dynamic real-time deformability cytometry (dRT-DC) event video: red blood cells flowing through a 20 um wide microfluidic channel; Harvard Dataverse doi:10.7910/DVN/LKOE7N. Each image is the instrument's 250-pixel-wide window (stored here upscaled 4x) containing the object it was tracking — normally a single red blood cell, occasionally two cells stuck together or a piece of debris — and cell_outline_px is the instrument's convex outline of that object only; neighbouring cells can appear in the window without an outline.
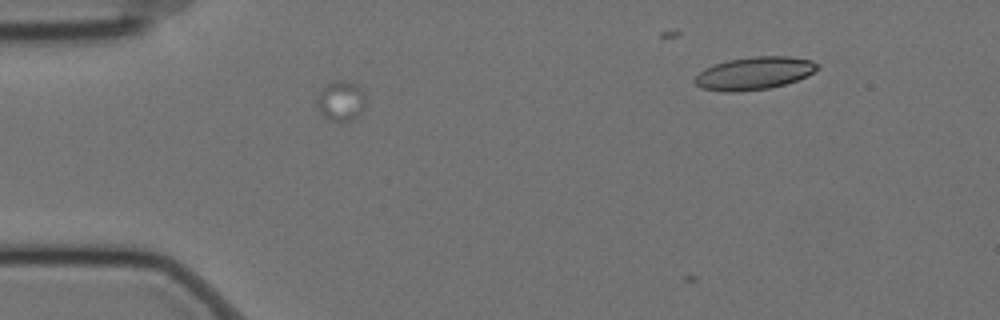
{"species": "Egyptian fruit bat (a non-hibernating species)", "species_latin": "Rousettus aegyptiacus", "temperature_condition": "cold", "stored_images_in_passage": 8, "camera_frame_rate_fps": 3000, "um_per_image_px": 0.085, "animal": {"sex": "female"}, "frame": {"image": 1, "passage_image": 2, "time_ms": 0.333, "image_size_px": [1000, 320], "cell_outline_px": [[364, 108], [360, 116], [352, 120], [332, 120], [320, 112], [316, 100], [320, 92], [332, 80], [344, 80], [360, 88], [364, 92]], "centroid_in_image_um": [29.0, 8.57], "position_along_channel_um": 56.0, "area_um2": 11.04}}
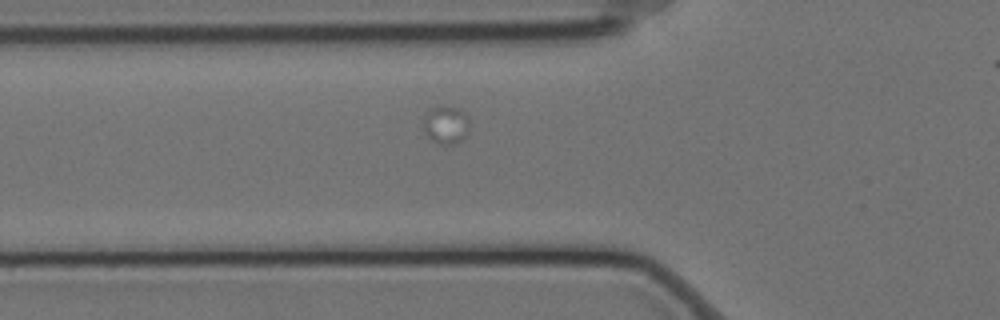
{"frame": {"image": 2, "passage_image": 6, "time_ms": 1.667, "image_size_px": [1000, 320], "cell_outline_px": [[468, 136], [460, 140], [448, 144], [440, 144], [432, 140], [424, 132], [424, 116], [432, 108], [440, 104], [448, 104], [460, 108], [468, 116]], "centroid_in_image_um": [37.92, 10.55], "position_along_channel_um": 87.9, "area_um2": 10.4}}